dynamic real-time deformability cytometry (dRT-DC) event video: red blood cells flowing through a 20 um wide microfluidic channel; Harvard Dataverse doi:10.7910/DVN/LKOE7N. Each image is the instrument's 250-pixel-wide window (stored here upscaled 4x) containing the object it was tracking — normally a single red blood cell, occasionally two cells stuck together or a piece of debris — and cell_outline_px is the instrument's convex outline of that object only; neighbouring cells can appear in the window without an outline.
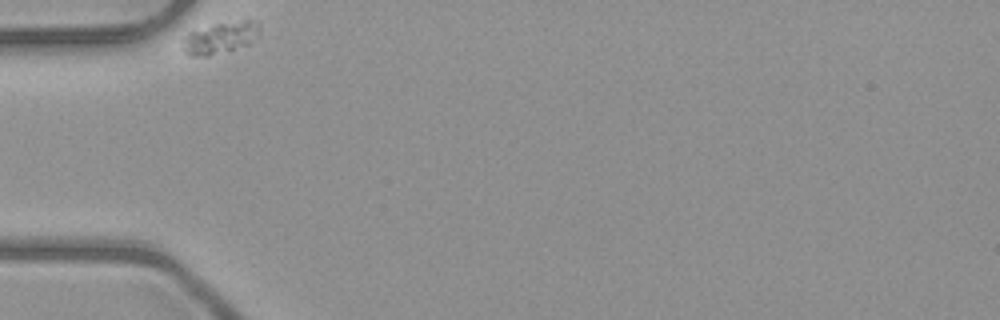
{"species": "common noctule bat (a hibernating species)", "species_latin": "Nyctalus noctula", "temperature_condition": "room temperature", "stored_images_in_passage": 33, "camera_frame_rate_fps": 3000, "um_per_image_px": 0.085, "animal": {"sex": "male", "body_mass_g": 23.1, "forearm_length_mm": 52.7}, "frame": {"image": 1, "passage_image": 1, "time_ms": 0.0, "image_size_px": [1000, 320], "cell_outline_px": [[260, 28], [256, 36], [248, 44], [208, 56], [192, 56], [184, 52], [180, 40], [188, 32], [216, 24], [244, 20], [260, 20]], "centroid_in_image_um": [18.69, 3.2], "position_along_channel_um": 66.3, "area_um2": 14.1}}
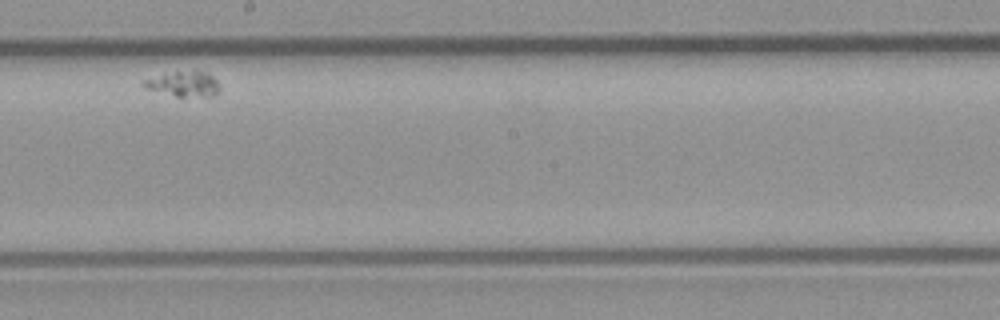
{"frame": {"image": 2, "passage_image": 19, "time_ms": 6.0, "image_size_px": [1000, 320], "cell_outline_px": [[220, 92], [216, 96], [176, 96], [144, 88], [140, 84], [144, 80], [176, 72], [208, 72], [220, 84]], "centroid_in_image_um": [15.67, 7.17], "position_along_channel_um": 232.5, "area_um2": 10.87}}
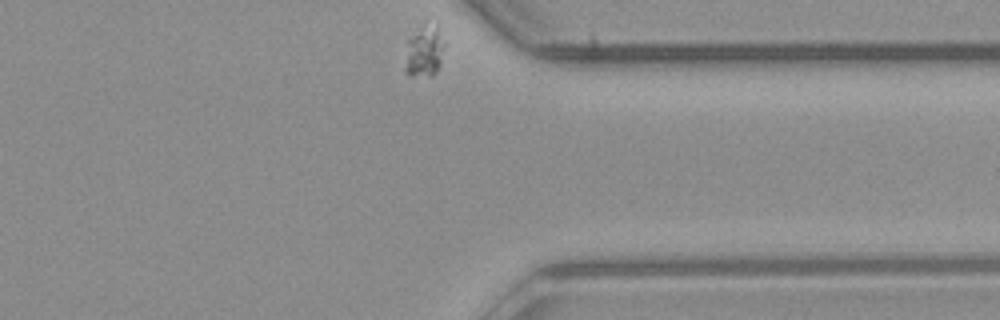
{"frame": {"image": 3, "passage_image": 33, "time_ms": 10.667, "image_size_px": [1000, 320], "cell_outline_px": [[444, 44], [440, 64], [436, 72], [432, 76], [408, 76], [404, 72], [404, 68], [408, 40], [436, 24]], "centroid_in_image_um": [36.06, 4.53], "position_along_channel_um": 375.3, "area_um2": 10.98}}